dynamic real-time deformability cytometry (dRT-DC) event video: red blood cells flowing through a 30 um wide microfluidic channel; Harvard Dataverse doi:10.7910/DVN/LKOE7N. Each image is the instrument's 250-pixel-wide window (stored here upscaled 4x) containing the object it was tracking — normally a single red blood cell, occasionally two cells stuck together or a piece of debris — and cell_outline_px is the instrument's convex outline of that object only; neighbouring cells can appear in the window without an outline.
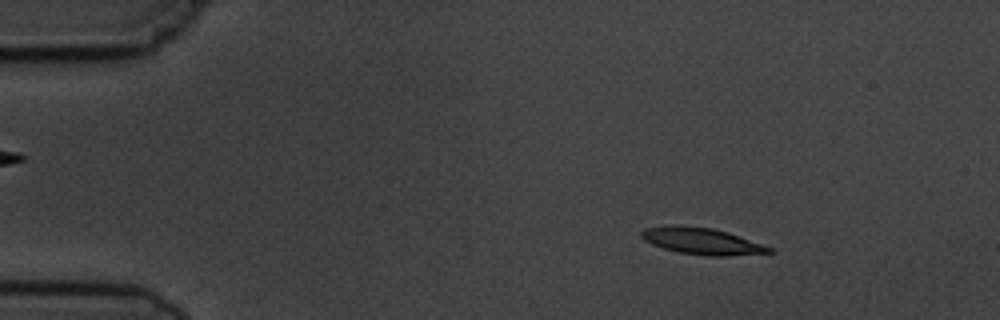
{"species": "common noctule bat (a hibernating species)", "species_latin": "Nyctalus noctula", "temperature_condition": "cold", "stored_images_in_passage": 3, "camera_frame_rate_fps": 3000, "um_per_image_px": 0.085, "animal": {"sex": "male", "body_mass_g": 19.5, "forearm_length_mm": 54.6}, "frame": {"image": 1, "passage_image": 1, "time_ms": 0.0, "image_size_px": [1000, 320], "cell_outline_px": [[776, 252], [728, 256], [708, 256], [680, 252], [664, 248], [652, 244], [644, 240], [640, 236], [640, 232], [644, 228], [668, 224], [676, 224], [712, 228], [728, 232], [772, 248]], "centroid_in_image_um": [59.62, 20.48], "position_along_channel_um": 25.4, "area_um2": 19.88}}